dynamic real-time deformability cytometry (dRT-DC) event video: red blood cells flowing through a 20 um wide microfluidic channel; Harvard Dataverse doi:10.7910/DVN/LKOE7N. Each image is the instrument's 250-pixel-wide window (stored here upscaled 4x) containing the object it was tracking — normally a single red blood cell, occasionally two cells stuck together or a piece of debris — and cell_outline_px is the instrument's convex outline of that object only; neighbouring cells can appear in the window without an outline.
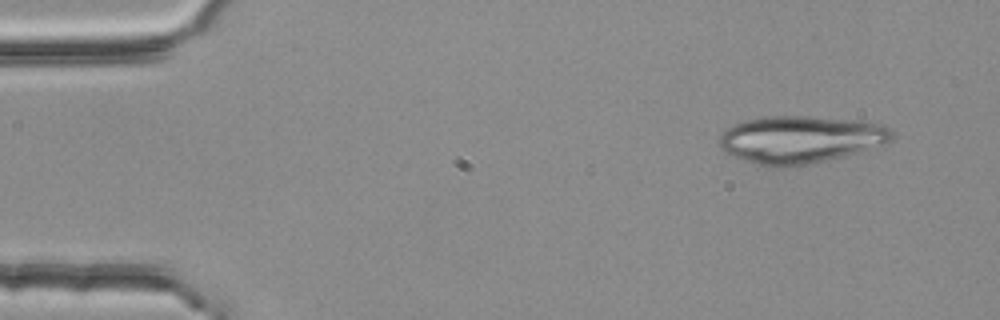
{"species": "common noctule bat (a hibernating species)", "species_latin": "Nyctalus noctula", "temperature_condition": "room temperature", "stored_images_in_passage": 4, "camera_frame_rate_fps": 3000, "um_per_image_px": 0.085, "animal": {"sex": "female", "body_mass_g": 25.1}, "frame": {"image": 1, "passage_image": 1, "time_ms": 0.0, "image_size_px": [1000, 320], "cell_outline_px": [[892, 136], [884, 144], [844, 156], [804, 164], [780, 168], [768, 168], [744, 160], [724, 152], [720, 144], [720, 136], [728, 128], [744, 120], [764, 116], [804, 116], [856, 120], [884, 124], [892, 132]], "centroid_in_image_um": [68.0, 11.85], "position_along_channel_um": 17.0, "area_um2": 47.34}}